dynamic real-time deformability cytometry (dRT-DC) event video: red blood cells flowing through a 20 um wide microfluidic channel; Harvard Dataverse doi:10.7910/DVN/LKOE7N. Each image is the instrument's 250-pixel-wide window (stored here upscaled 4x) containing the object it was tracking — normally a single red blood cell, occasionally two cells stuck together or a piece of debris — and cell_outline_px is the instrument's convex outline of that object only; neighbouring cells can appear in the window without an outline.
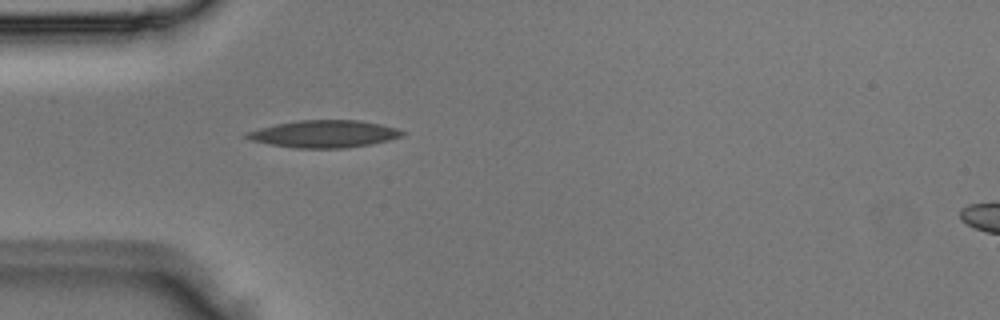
{"species": "Egyptian fruit bat (a non-hibernating species)", "species_latin": "Rousettus aegyptiacus", "temperature_condition": "room temperature", "stored_images_in_passage": 2, "segment_of_instrument_passage": [1, 2], "camera_frame_rate_fps": 3000, "um_per_image_px": 0.085, "animal": {"sex": "male"}, "frame": {"image": 1, "passage_image": 1, "time_ms": 0.0, "image_size_px": [1000, 320], "cell_outline_px": [[408, 132], [404, 136], [372, 144], [344, 148], [296, 148], [268, 144], [252, 140], [244, 136], [244, 132], [276, 124], [296, 120], [360, 120], [380, 124], [396, 128]], "centroid_in_image_um": [27.57, 11.38], "position_along_channel_um": 57.4, "area_um2": 24.85}}